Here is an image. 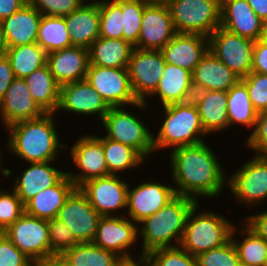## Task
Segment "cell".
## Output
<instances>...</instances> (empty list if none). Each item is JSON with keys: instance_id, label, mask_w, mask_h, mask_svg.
I'll use <instances>...</instances> for the list:
<instances>
[{"instance_id": "43", "label": "cell", "mask_w": 267, "mask_h": 266, "mask_svg": "<svg viewBox=\"0 0 267 266\" xmlns=\"http://www.w3.org/2000/svg\"><path fill=\"white\" fill-rule=\"evenodd\" d=\"M197 266H239L236 248L230 239L223 246L202 252L196 256Z\"/></svg>"}, {"instance_id": "29", "label": "cell", "mask_w": 267, "mask_h": 266, "mask_svg": "<svg viewBox=\"0 0 267 266\" xmlns=\"http://www.w3.org/2000/svg\"><path fill=\"white\" fill-rule=\"evenodd\" d=\"M192 72L166 63L155 92L148 98L158 97L163 106L192 100L194 95Z\"/></svg>"}, {"instance_id": "33", "label": "cell", "mask_w": 267, "mask_h": 266, "mask_svg": "<svg viewBox=\"0 0 267 266\" xmlns=\"http://www.w3.org/2000/svg\"><path fill=\"white\" fill-rule=\"evenodd\" d=\"M120 258L112 251L85 242L63 252L57 261L60 266H117Z\"/></svg>"}, {"instance_id": "54", "label": "cell", "mask_w": 267, "mask_h": 266, "mask_svg": "<svg viewBox=\"0 0 267 266\" xmlns=\"http://www.w3.org/2000/svg\"><path fill=\"white\" fill-rule=\"evenodd\" d=\"M262 21H267V0H246Z\"/></svg>"}, {"instance_id": "58", "label": "cell", "mask_w": 267, "mask_h": 266, "mask_svg": "<svg viewBox=\"0 0 267 266\" xmlns=\"http://www.w3.org/2000/svg\"><path fill=\"white\" fill-rule=\"evenodd\" d=\"M261 40L267 43V21L264 22Z\"/></svg>"}, {"instance_id": "52", "label": "cell", "mask_w": 267, "mask_h": 266, "mask_svg": "<svg viewBox=\"0 0 267 266\" xmlns=\"http://www.w3.org/2000/svg\"><path fill=\"white\" fill-rule=\"evenodd\" d=\"M28 0H0V22L19 10Z\"/></svg>"}, {"instance_id": "4", "label": "cell", "mask_w": 267, "mask_h": 266, "mask_svg": "<svg viewBox=\"0 0 267 266\" xmlns=\"http://www.w3.org/2000/svg\"><path fill=\"white\" fill-rule=\"evenodd\" d=\"M164 121L153 133V144L155 151L160 149H175L187 145L201 143L205 135L200 116L195 103L190 100L182 103H174L162 107Z\"/></svg>"}, {"instance_id": "6", "label": "cell", "mask_w": 267, "mask_h": 266, "mask_svg": "<svg viewBox=\"0 0 267 266\" xmlns=\"http://www.w3.org/2000/svg\"><path fill=\"white\" fill-rule=\"evenodd\" d=\"M101 124L106 138L130 146L144 159L155 153L152 130L126 107H110Z\"/></svg>"}, {"instance_id": "35", "label": "cell", "mask_w": 267, "mask_h": 266, "mask_svg": "<svg viewBox=\"0 0 267 266\" xmlns=\"http://www.w3.org/2000/svg\"><path fill=\"white\" fill-rule=\"evenodd\" d=\"M237 227L235 224L230 239L236 248L240 264L245 266H264L267 258V242L260 238L243 221L241 228H239L241 231ZM237 231H239L238 234L245 236L242 242L235 237Z\"/></svg>"}, {"instance_id": "11", "label": "cell", "mask_w": 267, "mask_h": 266, "mask_svg": "<svg viewBox=\"0 0 267 266\" xmlns=\"http://www.w3.org/2000/svg\"><path fill=\"white\" fill-rule=\"evenodd\" d=\"M210 51L240 78L252 72L255 41L234 34L222 27L209 37Z\"/></svg>"}, {"instance_id": "49", "label": "cell", "mask_w": 267, "mask_h": 266, "mask_svg": "<svg viewBox=\"0 0 267 266\" xmlns=\"http://www.w3.org/2000/svg\"><path fill=\"white\" fill-rule=\"evenodd\" d=\"M260 238L267 242V209L260 213L249 214L242 220Z\"/></svg>"}, {"instance_id": "21", "label": "cell", "mask_w": 267, "mask_h": 266, "mask_svg": "<svg viewBox=\"0 0 267 266\" xmlns=\"http://www.w3.org/2000/svg\"><path fill=\"white\" fill-rule=\"evenodd\" d=\"M42 15L29 3L1 21V47H17L36 42Z\"/></svg>"}, {"instance_id": "8", "label": "cell", "mask_w": 267, "mask_h": 266, "mask_svg": "<svg viewBox=\"0 0 267 266\" xmlns=\"http://www.w3.org/2000/svg\"><path fill=\"white\" fill-rule=\"evenodd\" d=\"M86 80L99 93L109 107L133 105L148 110V104L139 102L132 90L127 68L88 65Z\"/></svg>"}, {"instance_id": "18", "label": "cell", "mask_w": 267, "mask_h": 266, "mask_svg": "<svg viewBox=\"0 0 267 266\" xmlns=\"http://www.w3.org/2000/svg\"><path fill=\"white\" fill-rule=\"evenodd\" d=\"M109 106L99 93L88 83L82 80L67 83L60 86L59 105L57 112H68L77 114V117L98 115L100 122L109 110Z\"/></svg>"}, {"instance_id": "20", "label": "cell", "mask_w": 267, "mask_h": 266, "mask_svg": "<svg viewBox=\"0 0 267 266\" xmlns=\"http://www.w3.org/2000/svg\"><path fill=\"white\" fill-rule=\"evenodd\" d=\"M44 113L33 100L26 81L15 77L0 101V119L5 129L17 122L41 117Z\"/></svg>"}, {"instance_id": "27", "label": "cell", "mask_w": 267, "mask_h": 266, "mask_svg": "<svg viewBox=\"0 0 267 266\" xmlns=\"http://www.w3.org/2000/svg\"><path fill=\"white\" fill-rule=\"evenodd\" d=\"M72 46L89 48L100 37V8L96 0L85 2L80 8L64 16Z\"/></svg>"}, {"instance_id": "31", "label": "cell", "mask_w": 267, "mask_h": 266, "mask_svg": "<svg viewBox=\"0 0 267 266\" xmlns=\"http://www.w3.org/2000/svg\"><path fill=\"white\" fill-rule=\"evenodd\" d=\"M134 46L124 39L99 37L88 48L89 64L127 68Z\"/></svg>"}, {"instance_id": "16", "label": "cell", "mask_w": 267, "mask_h": 266, "mask_svg": "<svg viewBox=\"0 0 267 266\" xmlns=\"http://www.w3.org/2000/svg\"><path fill=\"white\" fill-rule=\"evenodd\" d=\"M155 180L143 181L133 189L128 185L127 217L139 224L155 214L175 196L174 186Z\"/></svg>"}, {"instance_id": "57", "label": "cell", "mask_w": 267, "mask_h": 266, "mask_svg": "<svg viewBox=\"0 0 267 266\" xmlns=\"http://www.w3.org/2000/svg\"><path fill=\"white\" fill-rule=\"evenodd\" d=\"M1 152V151H0ZM0 162H1V153H0ZM0 166H1V163H0ZM0 171L2 172L3 174V177L5 178H10L13 174H12V170L8 169V168H3V167H0Z\"/></svg>"}, {"instance_id": "14", "label": "cell", "mask_w": 267, "mask_h": 266, "mask_svg": "<svg viewBox=\"0 0 267 266\" xmlns=\"http://www.w3.org/2000/svg\"><path fill=\"white\" fill-rule=\"evenodd\" d=\"M79 188L101 216H117V210L127 209L128 183L120 175L90 179Z\"/></svg>"}, {"instance_id": "15", "label": "cell", "mask_w": 267, "mask_h": 266, "mask_svg": "<svg viewBox=\"0 0 267 266\" xmlns=\"http://www.w3.org/2000/svg\"><path fill=\"white\" fill-rule=\"evenodd\" d=\"M102 216L91 206L87 196L76 188L59 210L58 218L65 223L79 243L93 242Z\"/></svg>"}, {"instance_id": "1", "label": "cell", "mask_w": 267, "mask_h": 266, "mask_svg": "<svg viewBox=\"0 0 267 266\" xmlns=\"http://www.w3.org/2000/svg\"><path fill=\"white\" fill-rule=\"evenodd\" d=\"M206 141L170 150L171 177L176 195L199 202V197L214 198L227 185L223 166Z\"/></svg>"}, {"instance_id": "19", "label": "cell", "mask_w": 267, "mask_h": 266, "mask_svg": "<svg viewBox=\"0 0 267 266\" xmlns=\"http://www.w3.org/2000/svg\"><path fill=\"white\" fill-rule=\"evenodd\" d=\"M177 34L168 6L147 4L142 15L138 42L145 50H161Z\"/></svg>"}, {"instance_id": "23", "label": "cell", "mask_w": 267, "mask_h": 266, "mask_svg": "<svg viewBox=\"0 0 267 266\" xmlns=\"http://www.w3.org/2000/svg\"><path fill=\"white\" fill-rule=\"evenodd\" d=\"M208 49V37L202 34L177 33L160 51L166 63L193 72Z\"/></svg>"}, {"instance_id": "39", "label": "cell", "mask_w": 267, "mask_h": 266, "mask_svg": "<svg viewBox=\"0 0 267 266\" xmlns=\"http://www.w3.org/2000/svg\"><path fill=\"white\" fill-rule=\"evenodd\" d=\"M100 8V37L123 39L122 0H96Z\"/></svg>"}, {"instance_id": "38", "label": "cell", "mask_w": 267, "mask_h": 266, "mask_svg": "<svg viewBox=\"0 0 267 266\" xmlns=\"http://www.w3.org/2000/svg\"><path fill=\"white\" fill-rule=\"evenodd\" d=\"M64 17L42 15L36 43L47 54L72 46Z\"/></svg>"}, {"instance_id": "34", "label": "cell", "mask_w": 267, "mask_h": 266, "mask_svg": "<svg viewBox=\"0 0 267 266\" xmlns=\"http://www.w3.org/2000/svg\"><path fill=\"white\" fill-rule=\"evenodd\" d=\"M227 113L230 127L231 125H240L254 131L258 112L255 110L247 87L241 79L227 91Z\"/></svg>"}, {"instance_id": "10", "label": "cell", "mask_w": 267, "mask_h": 266, "mask_svg": "<svg viewBox=\"0 0 267 266\" xmlns=\"http://www.w3.org/2000/svg\"><path fill=\"white\" fill-rule=\"evenodd\" d=\"M234 198L247 207H253L267 199V156L253 155V158L237 168L227 179Z\"/></svg>"}, {"instance_id": "9", "label": "cell", "mask_w": 267, "mask_h": 266, "mask_svg": "<svg viewBox=\"0 0 267 266\" xmlns=\"http://www.w3.org/2000/svg\"><path fill=\"white\" fill-rule=\"evenodd\" d=\"M3 233L33 262L50 261L48 220L24 213Z\"/></svg>"}, {"instance_id": "44", "label": "cell", "mask_w": 267, "mask_h": 266, "mask_svg": "<svg viewBox=\"0 0 267 266\" xmlns=\"http://www.w3.org/2000/svg\"><path fill=\"white\" fill-rule=\"evenodd\" d=\"M1 188V187H0ZM25 213V206L12 190H0V229L4 232Z\"/></svg>"}, {"instance_id": "28", "label": "cell", "mask_w": 267, "mask_h": 266, "mask_svg": "<svg viewBox=\"0 0 267 266\" xmlns=\"http://www.w3.org/2000/svg\"><path fill=\"white\" fill-rule=\"evenodd\" d=\"M200 121L206 134L223 132L229 128L227 113V92L203 90L197 91L192 97Z\"/></svg>"}, {"instance_id": "56", "label": "cell", "mask_w": 267, "mask_h": 266, "mask_svg": "<svg viewBox=\"0 0 267 266\" xmlns=\"http://www.w3.org/2000/svg\"><path fill=\"white\" fill-rule=\"evenodd\" d=\"M149 4L169 6L175 0H146Z\"/></svg>"}, {"instance_id": "5", "label": "cell", "mask_w": 267, "mask_h": 266, "mask_svg": "<svg viewBox=\"0 0 267 266\" xmlns=\"http://www.w3.org/2000/svg\"><path fill=\"white\" fill-rule=\"evenodd\" d=\"M196 203L190 211L180 246L193 256L223 246L230 240L233 222L211 211L199 212ZM198 212V213H197Z\"/></svg>"}, {"instance_id": "45", "label": "cell", "mask_w": 267, "mask_h": 266, "mask_svg": "<svg viewBox=\"0 0 267 266\" xmlns=\"http://www.w3.org/2000/svg\"><path fill=\"white\" fill-rule=\"evenodd\" d=\"M247 87L250 100L259 113L267 110V75L258 72H251L241 78Z\"/></svg>"}, {"instance_id": "51", "label": "cell", "mask_w": 267, "mask_h": 266, "mask_svg": "<svg viewBox=\"0 0 267 266\" xmlns=\"http://www.w3.org/2000/svg\"><path fill=\"white\" fill-rule=\"evenodd\" d=\"M14 78L15 76L13 74L10 61L2 52L0 54V101Z\"/></svg>"}, {"instance_id": "55", "label": "cell", "mask_w": 267, "mask_h": 266, "mask_svg": "<svg viewBox=\"0 0 267 266\" xmlns=\"http://www.w3.org/2000/svg\"><path fill=\"white\" fill-rule=\"evenodd\" d=\"M30 266H60L57 260L48 262H33Z\"/></svg>"}, {"instance_id": "60", "label": "cell", "mask_w": 267, "mask_h": 266, "mask_svg": "<svg viewBox=\"0 0 267 266\" xmlns=\"http://www.w3.org/2000/svg\"><path fill=\"white\" fill-rule=\"evenodd\" d=\"M3 52V50H2V47H1V45H0V54Z\"/></svg>"}, {"instance_id": "41", "label": "cell", "mask_w": 267, "mask_h": 266, "mask_svg": "<svg viewBox=\"0 0 267 266\" xmlns=\"http://www.w3.org/2000/svg\"><path fill=\"white\" fill-rule=\"evenodd\" d=\"M50 240V261L57 258L66 250L74 247L79 242L70 231L69 227L58 218L48 220Z\"/></svg>"}, {"instance_id": "53", "label": "cell", "mask_w": 267, "mask_h": 266, "mask_svg": "<svg viewBox=\"0 0 267 266\" xmlns=\"http://www.w3.org/2000/svg\"><path fill=\"white\" fill-rule=\"evenodd\" d=\"M117 266H151V261L148 254L141 253L139 260L133 256L121 257L117 263Z\"/></svg>"}, {"instance_id": "32", "label": "cell", "mask_w": 267, "mask_h": 266, "mask_svg": "<svg viewBox=\"0 0 267 266\" xmlns=\"http://www.w3.org/2000/svg\"><path fill=\"white\" fill-rule=\"evenodd\" d=\"M33 100L45 113H56L59 105L60 85L48 65L24 78Z\"/></svg>"}, {"instance_id": "2", "label": "cell", "mask_w": 267, "mask_h": 266, "mask_svg": "<svg viewBox=\"0 0 267 266\" xmlns=\"http://www.w3.org/2000/svg\"><path fill=\"white\" fill-rule=\"evenodd\" d=\"M56 113H44L41 117L17 122L5 130L8 132L7 150L24 163L58 161L61 149L55 124ZM60 152V153H59Z\"/></svg>"}, {"instance_id": "3", "label": "cell", "mask_w": 267, "mask_h": 266, "mask_svg": "<svg viewBox=\"0 0 267 266\" xmlns=\"http://www.w3.org/2000/svg\"><path fill=\"white\" fill-rule=\"evenodd\" d=\"M196 203L193 198L176 195L158 212L141 221L138 224V236L143 238L141 252L148 254L155 249L180 246L187 217Z\"/></svg>"}, {"instance_id": "25", "label": "cell", "mask_w": 267, "mask_h": 266, "mask_svg": "<svg viewBox=\"0 0 267 266\" xmlns=\"http://www.w3.org/2000/svg\"><path fill=\"white\" fill-rule=\"evenodd\" d=\"M46 64L60 86L85 80L89 65L88 49L71 46L51 52L47 54Z\"/></svg>"}, {"instance_id": "13", "label": "cell", "mask_w": 267, "mask_h": 266, "mask_svg": "<svg viewBox=\"0 0 267 266\" xmlns=\"http://www.w3.org/2000/svg\"><path fill=\"white\" fill-rule=\"evenodd\" d=\"M70 148L72 163L76 165L79 173L67 171V175L77 188L90 179L110 175L103 144L94 136V133L81 135Z\"/></svg>"}, {"instance_id": "48", "label": "cell", "mask_w": 267, "mask_h": 266, "mask_svg": "<svg viewBox=\"0 0 267 266\" xmlns=\"http://www.w3.org/2000/svg\"><path fill=\"white\" fill-rule=\"evenodd\" d=\"M33 261L4 234H0V266H30Z\"/></svg>"}, {"instance_id": "24", "label": "cell", "mask_w": 267, "mask_h": 266, "mask_svg": "<svg viewBox=\"0 0 267 266\" xmlns=\"http://www.w3.org/2000/svg\"><path fill=\"white\" fill-rule=\"evenodd\" d=\"M56 161L27 163L29 167L20 172L14 181L13 190L25 205L37 194L54 186L66 173L51 166Z\"/></svg>"}, {"instance_id": "46", "label": "cell", "mask_w": 267, "mask_h": 266, "mask_svg": "<svg viewBox=\"0 0 267 266\" xmlns=\"http://www.w3.org/2000/svg\"><path fill=\"white\" fill-rule=\"evenodd\" d=\"M86 0H28V2L45 16L64 17L80 8Z\"/></svg>"}, {"instance_id": "37", "label": "cell", "mask_w": 267, "mask_h": 266, "mask_svg": "<svg viewBox=\"0 0 267 266\" xmlns=\"http://www.w3.org/2000/svg\"><path fill=\"white\" fill-rule=\"evenodd\" d=\"M102 144L110 175H119L123 171L137 168L145 159L130 146L113 141L105 136L94 135Z\"/></svg>"}, {"instance_id": "7", "label": "cell", "mask_w": 267, "mask_h": 266, "mask_svg": "<svg viewBox=\"0 0 267 266\" xmlns=\"http://www.w3.org/2000/svg\"><path fill=\"white\" fill-rule=\"evenodd\" d=\"M177 33L209 37L221 22V0H175L168 6Z\"/></svg>"}, {"instance_id": "50", "label": "cell", "mask_w": 267, "mask_h": 266, "mask_svg": "<svg viewBox=\"0 0 267 266\" xmlns=\"http://www.w3.org/2000/svg\"><path fill=\"white\" fill-rule=\"evenodd\" d=\"M252 72L267 75V43L261 39L254 43Z\"/></svg>"}, {"instance_id": "22", "label": "cell", "mask_w": 267, "mask_h": 266, "mask_svg": "<svg viewBox=\"0 0 267 266\" xmlns=\"http://www.w3.org/2000/svg\"><path fill=\"white\" fill-rule=\"evenodd\" d=\"M264 21L252 10L246 0H221L220 27L242 37L261 39Z\"/></svg>"}, {"instance_id": "30", "label": "cell", "mask_w": 267, "mask_h": 266, "mask_svg": "<svg viewBox=\"0 0 267 266\" xmlns=\"http://www.w3.org/2000/svg\"><path fill=\"white\" fill-rule=\"evenodd\" d=\"M77 187L67 173L54 185L43 190L25 206V213L40 219L56 218L66 199Z\"/></svg>"}, {"instance_id": "59", "label": "cell", "mask_w": 267, "mask_h": 266, "mask_svg": "<svg viewBox=\"0 0 267 266\" xmlns=\"http://www.w3.org/2000/svg\"><path fill=\"white\" fill-rule=\"evenodd\" d=\"M0 45H1V22H0Z\"/></svg>"}, {"instance_id": "42", "label": "cell", "mask_w": 267, "mask_h": 266, "mask_svg": "<svg viewBox=\"0 0 267 266\" xmlns=\"http://www.w3.org/2000/svg\"><path fill=\"white\" fill-rule=\"evenodd\" d=\"M148 256L151 266H197L196 256L181 246L155 249Z\"/></svg>"}, {"instance_id": "40", "label": "cell", "mask_w": 267, "mask_h": 266, "mask_svg": "<svg viewBox=\"0 0 267 266\" xmlns=\"http://www.w3.org/2000/svg\"><path fill=\"white\" fill-rule=\"evenodd\" d=\"M146 0H122L123 39L135 46L141 29Z\"/></svg>"}, {"instance_id": "47", "label": "cell", "mask_w": 267, "mask_h": 266, "mask_svg": "<svg viewBox=\"0 0 267 266\" xmlns=\"http://www.w3.org/2000/svg\"><path fill=\"white\" fill-rule=\"evenodd\" d=\"M248 136L245 146L256 151L255 155L267 156V110L258 113L255 129Z\"/></svg>"}, {"instance_id": "12", "label": "cell", "mask_w": 267, "mask_h": 266, "mask_svg": "<svg viewBox=\"0 0 267 266\" xmlns=\"http://www.w3.org/2000/svg\"><path fill=\"white\" fill-rule=\"evenodd\" d=\"M166 62L160 50L134 47L128 63V74L133 93L139 102H145L158 87Z\"/></svg>"}, {"instance_id": "26", "label": "cell", "mask_w": 267, "mask_h": 266, "mask_svg": "<svg viewBox=\"0 0 267 266\" xmlns=\"http://www.w3.org/2000/svg\"><path fill=\"white\" fill-rule=\"evenodd\" d=\"M240 79L210 49L202 56L192 72L194 92L203 90L227 92Z\"/></svg>"}, {"instance_id": "36", "label": "cell", "mask_w": 267, "mask_h": 266, "mask_svg": "<svg viewBox=\"0 0 267 266\" xmlns=\"http://www.w3.org/2000/svg\"><path fill=\"white\" fill-rule=\"evenodd\" d=\"M2 50L17 78L24 79L47 63V52L36 42L17 47H2Z\"/></svg>"}, {"instance_id": "17", "label": "cell", "mask_w": 267, "mask_h": 266, "mask_svg": "<svg viewBox=\"0 0 267 266\" xmlns=\"http://www.w3.org/2000/svg\"><path fill=\"white\" fill-rule=\"evenodd\" d=\"M119 214L100 218L92 243L120 257H129L132 256L130 248L139 239L138 225L123 213Z\"/></svg>"}]
</instances>
